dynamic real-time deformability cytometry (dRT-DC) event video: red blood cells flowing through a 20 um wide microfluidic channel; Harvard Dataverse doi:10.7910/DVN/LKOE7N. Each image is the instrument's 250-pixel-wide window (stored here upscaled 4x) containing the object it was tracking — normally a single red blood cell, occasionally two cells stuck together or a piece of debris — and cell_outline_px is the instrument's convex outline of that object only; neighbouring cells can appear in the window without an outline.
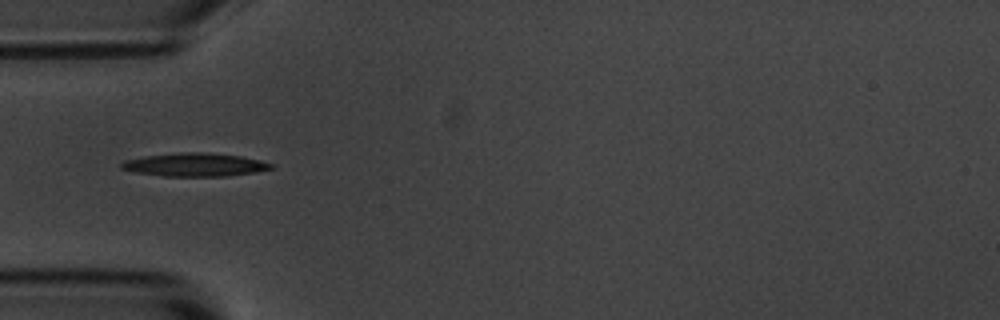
{"species": "common noctule bat (a hibernating species)", "species_latin": "Nyctalus noctula", "temperature_condition": "room temperature", "stored_images_in_passage": 6, "camera_frame_rate_fps": 3000, "um_per_image_px": 0.085, "animal": {"sex": "male", "body_mass_g": 20.1, "forearm_length_mm": 53.5}, "frame": {"image": 1, "passage_image": 1, "time_ms": 0.0, "image_size_px": [1000, 320], "cell_outline_px": [[276, 168], [252, 172], [224, 176], [164, 176], [136, 172], [120, 168], [120, 164], [124, 160], [144, 156], [180, 152], [208, 152], [240, 156], [260, 160], [276, 164]], "centroid_in_image_um": [16.58, 13.99], "position_along_channel_um": 68.4, "area_um2": 20.35}}
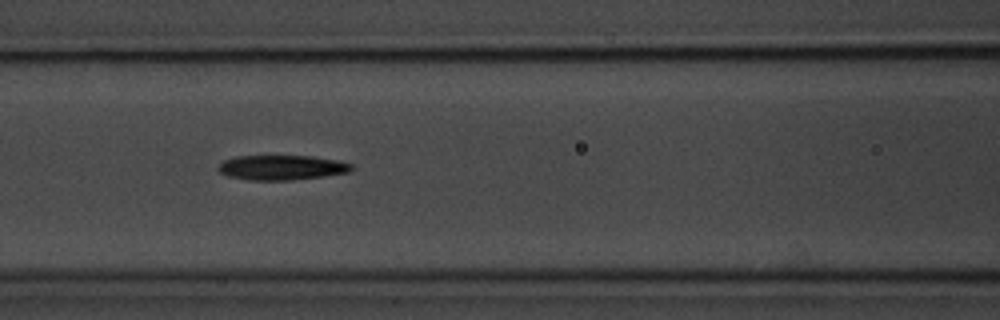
{"frame": {"image": 2, "passage_image": 3, "time_ms": 2.0, "image_size_px": [1000, 320], "cell_outline_px": [[356, 168], [348, 172], [324, 176], [292, 180], [248, 180], [228, 176], [220, 172], [216, 168], [224, 160], [236, 156], [312, 156], [336, 160], [352, 164]], "centroid_in_image_um": [23.95, 14.24], "position_along_channel_um": 142.7, "area_um2": 19.31}}
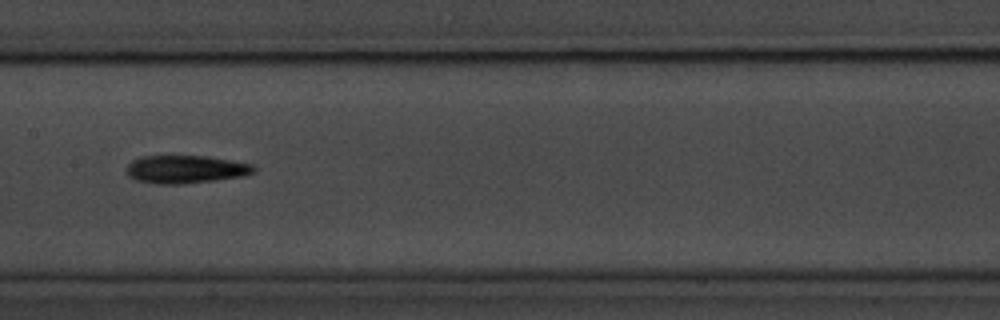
{"frame": {"image": 3, "passage_image": 4, "time_ms": 3.333, "image_size_px": [1000, 320], "cell_outline_px": [[256, 168], [252, 172], [240, 176], [212, 180], [180, 184], [160, 184], [136, 180], [128, 176], [128, 164], [132, 160], [140, 156], [208, 156], [232, 160], [252, 164]], "centroid_in_image_um": [15.75, 14.38], "position_along_channel_um": 191.7, "area_um2": 20.46}}